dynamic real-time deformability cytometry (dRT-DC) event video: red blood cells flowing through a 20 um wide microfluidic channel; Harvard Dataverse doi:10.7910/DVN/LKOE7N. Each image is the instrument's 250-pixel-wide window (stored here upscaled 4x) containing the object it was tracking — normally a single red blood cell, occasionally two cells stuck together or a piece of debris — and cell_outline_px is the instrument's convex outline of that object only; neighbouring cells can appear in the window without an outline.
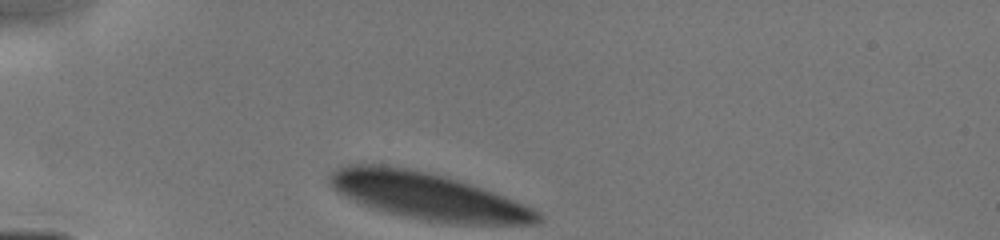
{"species": "human", "species_latin": "Homo sapiens", "temperature_condition": "cold", "stored_images_in_passage": 23, "camera_frame_rate_fps": 3000, "um_per_image_px": 0.085, "donor": {"sex": "male"}, "frame": {"image": 1, "passage_image": 1, "time_ms": 0.0, "image_size_px": [1000, 240], "cell_outline_px": [[544, 220], [540, 224], [448, 224], [424, 220], [384, 212], [360, 204], [336, 192], [332, 188], [328, 180], [328, 176], [336, 168], [348, 164], [380, 164], [408, 168], [428, 172], [444, 176], [504, 196], [524, 204], [540, 212], [544, 216]], "centroid_in_image_um": [36.34, 16.69], "position_along_channel_um": 48.7, "area_um2": 57.16}}
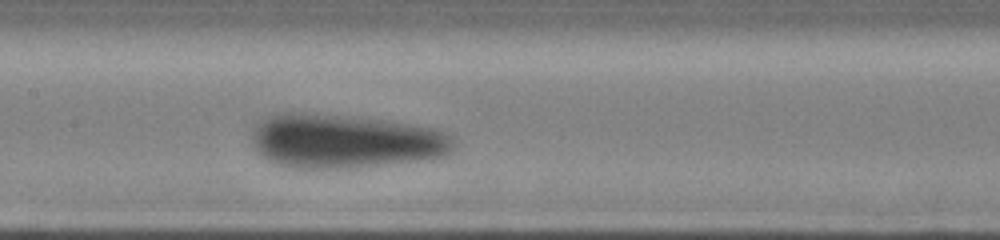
{"frame": {"image": 2, "passage_image": 11, "time_ms": 3.667, "image_size_px": [1000, 240], "cell_outline_px": [[456, 140], [448, 156], [420, 160], [348, 168], [292, 168], [268, 160], [252, 144], [252, 124], [268, 116], [284, 112], [304, 112], [352, 116], [384, 120], [432, 128], [444, 132], [452, 136]], "centroid_in_image_um": [29.29, 11.98], "position_along_channel_um": 178.1, "area_um2": 63.75}}
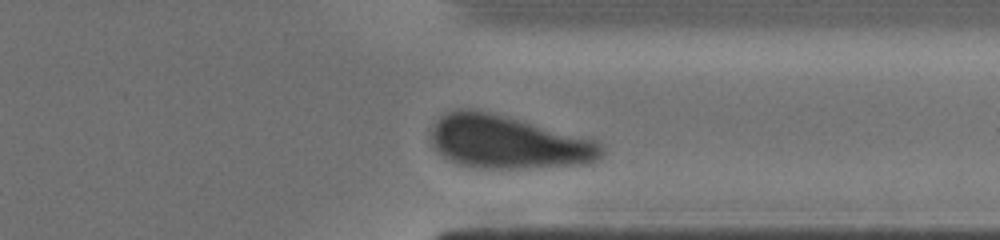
{"frame": {"image": 3, "passage_image": 23, "time_ms": 8.0, "image_size_px": [1000, 240], "cell_outline_px": [[604, 152], [600, 160], [588, 164], [528, 168], [476, 168], [456, 164], [448, 160], [436, 148], [432, 140], [432, 124], [440, 116], [456, 108], [472, 108], [600, 140], [604, 144]], "centroid_in_image_um": [43.24, 12.09], "position_along_channel_um": 368.2, "area_um2": 53.35}}